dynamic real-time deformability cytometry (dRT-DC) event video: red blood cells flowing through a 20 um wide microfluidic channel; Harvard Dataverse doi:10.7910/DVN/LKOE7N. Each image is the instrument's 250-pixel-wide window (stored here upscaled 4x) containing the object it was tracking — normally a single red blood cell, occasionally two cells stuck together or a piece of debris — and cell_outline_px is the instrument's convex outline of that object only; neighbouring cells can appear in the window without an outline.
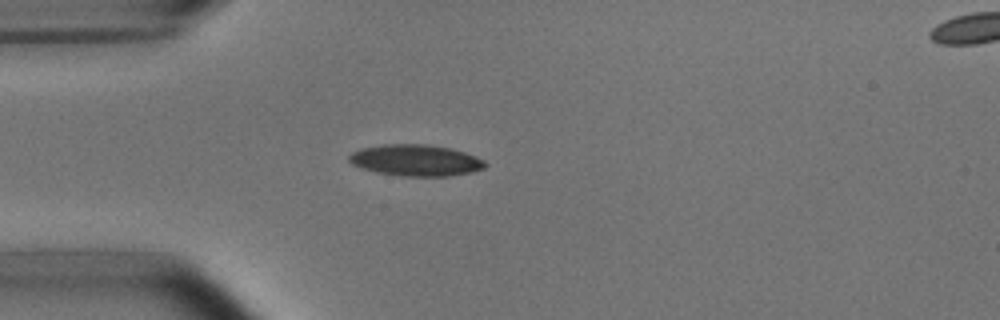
{"species": "common noctule bat (a hibernating species)", "species_latin": "Nyctalus noctula", "temperature_condition": "room temperature", "stored_images_in_passage": 4, "camera_frame_rate_fps": 3000, "um_per_image_px": 0.085, "animal": {"sex": "male", "body_mass_g": 15.6}, "frame": {"image": 1, "passage_image": 3, "time_ms": 0.667, "image_size_px": [1000, 320], "cell_outline_px": [[488, 164], [484, 168], [468, 172], [448, 176], [400, 176], [376, 172], [352, 164], [348, 160], [348, 156], [352, 152], [360, 148], [384, 144], [428, 144], [448, 148], [464, 152], [476, 156], [484, 160]], "centroid_in_image_um": [35.32, 13.62], "position_along_channel_um": 49.7, "area_um2": 24.8}}